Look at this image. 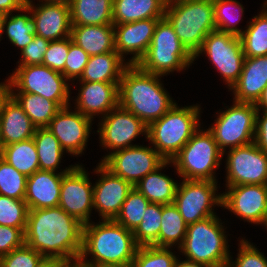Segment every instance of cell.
<instances>
[{
  "mask_svg": "<svg viewBox=\"0 0 267 267\" xmlns=\"http://www.w3.org/2000/svg\"><path fill=\"white\" fill-rule=\"evenodd\" d=\"M83 227L60 206L29 210L25 245L42 256L77 259L82 252Z\"/></svg>",
  "mask_w": 267,
  "mask_h": 267,
  "instance_id": "6da1fadb",
  "label": "cell"
},
{
  "mask_svg": "<svg viewBox=\"0 0 267 267\" xmlns=\"http://www.w3.org/2000/svg\"><path fill=\"white\" fill-rule=\"evenodd\" d=\"M160 75L130 64L118 85L119 106L140 118L147 126L160 119L176 102L165 90Z\"/></svg>",
  "mask_w": 267,
  "mask_h": 267,
  "instance_id": "7a4b0ae2",
  "label": "cell"
},
{
  "mask_svg": "<svg viewBox=\"0 0 267 267\" xmlns=\"http://www.w3.org/2000/svg\"><path fill=\"white\" fill-rule=\"evenodd\" d=\"M101 221L84 225L81 260L88 267L131 264L139 248L133 232L114 219Z\"/></svg>",
  "mask_w": 267,
  "mask_h": 267,
  "instance_id": "3957f363",
  "label": "cell"
},
{
  "mask_svg": "<svg viewBox=\"0 0 267 267\" xmlns=\"http://www.w3.org/2000/svg\"><path fill=\"white\" fill-rule=\"evenodd\" d=\"M200 107H179L177 103L148 126L147 140L166 161H171L201 127Z\"/></svg>",
  "mask_w": 267,
  "mask_h": 267,
  "instance_id": "277c9868",
  "label": "cell"
},
{
  "mask_svg": "<svg viewBox=\"0 0 267 267\" xmlns=\"http://www.w3.org/2000/svg\"><path fill=\"white\" fill-rule=\"evenodd\" d=\"M164 17L193 57L205 37L216 30L213 0H173L166 4Z\"/></svg>",
  "mask_w": 267,
  "mask_h": 267,
  "instance_id": "5b68a950",
  "label": "cell"
},
{
  "mask_svg": "<svg viewBox=\"0 0 267 267\" xmlns=\"http://www.w3.org/2000/svg\"><path fill=\"white\" fill-rule=\"evenodd\" d=\"M225 229L217 215L187 225L184 242L178 251L187 260L207 267L228 265L231 252Z\"/></svg>",
  "mask_w": 267,
  "mask_h": 267,
  "instance_id": "8992f818",
  "label": "cell"
},
{
  "mask_svg": "<svg viewBox=\"0 0 267 267\" xmlns=\"http://www.w3.org/2000/svg\"><path fill=\"white\" fill-rule=\"evenodd\" d=\"M223 152L212 133L201 127L171 160L178 177L188 180L217 181L216 169L221 165Z\"/></svg>",
  "mask_w": 267,
  "mask_h": 267,
  "instance_id": "52a82bcc",
  "label": "cell"
},
{
  "mask_svg": "<svg viewBox=\"0 0 267 267\" xmlns=\"http://www.w3.org/2000/svg\"><path fill=\"white\" fill-rule=\"evenodd\" d=\"M193 62L194 57L164 17L158 21L148 51L137 65L145 72L165 76L186 70Z\"/></svg>",
  "mask_w": 267,
  "mask_h": 267,
  "instance_id": "ba28073f",
  "label": "cell"
},
{
  "mask_svg": "<svg viewBox=\"0 0 267 267\" xmlns=\"http://www.w3.org/2000/svg\"><path fill=\"white\" fill-rule=\"evenodd\" d=\"M14 70L9 76L10 92L37 94L61 108L70 106V83L61 72L42 64L18 66Z\"/></svg>",
  "mask_w": 267,
  "mask_h": 267,
  "instance_id": "9c48e42d",
  "label": "cell"
},
{
  "mask_svg": "<svg viewBox=\"0 0 267 267\" xmlns=\"http://www.w3.org/2000/svg\"><path fill=\"white\" fill-rule=\"evenodd\" d=\"M224 111L217 113L215 122L208 128L218 148L226 149L245 146L253 143L257 109L254 103L237 102ZM228 147V148H227Z\"/></svg>",
  "mask_w": 267,
  "mask_h": 267,
  "instance_id": "30bf717a",
  "label": "cell"
},
{
  "mask_svg": "<svg viewBox=\"0 0 267 267\" xmlns=\"http://www.w3.org/2000/svg\"><path fill=\"white\" fill-rule=\"evenodd\" d=\"M202 54H206L230 90L238 81L245 60L240 37L214 30L205 37L194 60Z\"/></svg>",
  "mask_w": 267,
  "mask_h": 267,
  "instance_id": "8fae6325",
  "label": "cell"
},
{
  "mask_svg": "<svg viewBox=\"0 0 267 267\" xmlns=\"http://www.w3.org/2000/svg\"><path fill=\"white\" fill-rule=\"evenodd\" d=\"M218 182L183 179L178 184L174 205L187 225L216 216L214 207H222V193H218ZM218 193V194H217Z\"/></svg>",
  "mask_w": 267,
  "mask_h": 267,
  "instance_id": "7c38bea8",
  "label": "cell"
},
{
  "mask_svg": "<svg viewBox=\"0 0 267 267\" xmlns=\"http://www.w3.org/2000/svg\"><path fill=\"white\" fill-rule=\"evenodd\" d=\"M100 146L111 150L103 156L101 162L114 151L136 146L132 144L140 135L147 139L148 126L130 111L117 106L106 114L98 123ZM135 139V140H134Z\"/></svg>",
  "mask_w": 267,
  "mask_h": 267,
  "instance_id": "4fadbf2b",
  "label": "cell"
},
{
  "mask_svg": "<svg viewBox=\"0 0 267 267\" xmlns=\"http://www.w3.org/2000/svg\"><path fill=\"white\" fill-rule=\"evenodd\" d=\"M166 160L151 146L136 145L110 153L101 163L113 174L137 184Z\"/></svg>",
  "mask_w": 267,
  "mask_h": 267,
  "instance_id": "5bb4252c",
  "label": "cell"
},
{
  "mask_svg": "<svg viewBox=\"0 0 267 267\" xmlns=\"http://www.w3.org/2000/svg\"><path fill=\"white\" fill-rule=\"evenodd\" d=\"M226 186L267 184V153L254 143L227 151Z\"/></svg>",
  "mask_w": 267,
  "mask_h": 267,
  "instance_id": "9a60e30c",
  "label": "cell"
},
{
  "mask_svg": "<svg viewBox=\"0 0 267 267\" xmlns=\"http://www.w3.org/2000/svg\"><path fill=\"white\" fill-rule=\"evenodd\" d=\"M59 206L82 224L91 222L93 185L81 164L63 175Z\"/></svg>",
  "mask_w": 267,
  "mask_h": 267,
  "instance_id": "2e32d148",
  "label": "cell"
},
{
  "mask_svg": "<svg viewBox=\"0 0 267 267\" xmlns=\"http://www.w3.org/2000/svg\"><path fill=\"white\" fill-rule=\"evenodd\" d=\"M222 208L228 209L248 223L265 226L267 184L226 186Z\"/></svg>",
  "mask_w": 267,
  "mask_h": 267,
  "instance_id": "e0dca14e",
  "label": "cell"
},
{
  "mask_svg": "<svg viewBox=\"0 0 267 267\" xmlns=\"http://www.w3.org/2000/svg\"><path fill=\"white\" fill-rule=\"evenodd\" d=\"M70 107L61 108L46 128L66 153L80 156L84 154L93 124L90 118L77 110L71 111Z\"/></svg>",
  "mask_w": 267,
  "mask_h": 267,
  "instance_id": "ac0fdd59",
  "label": "cell"
},
{
  "mask_svg": "<svg viewBox=\"0 0 267 267\" xmlns=\"http://www.w3.org/2000/svg\"><path fill=\"white\" fill-rule=\"evenodd\" d=\"M93 171L100 176L93 184V208L102 220L115 219L134 186L113 174L101 162Z\"/></svg>",
  "mask_w": 267,
  "mask_h": 267,
  "instance_id": "d6986e66",
  "label": "cell"
},
{
  "mask_svg": "<svg viewBox=\"0 0 267 267\" xmlns=\"http://www.w3.org/2000/svg\"><path fill=\"white\" fill-rule=\"evenodd\" d=\"M162 18H150L125 24H114L115 51L127 62L136 65L145 56L152 42L158 21Z\"/></svg>",
  "mask_w": 267,
  "mask_h": 267,
  "instance_id": "ffe728a7",
  "label": "cell"
},
{
  "mask_svg": "<svg viewBox=\"0 0 267 267\" xmlns=\"http://www.w3.org/2000/svg\"><path fill=\"white\" fill-rule=\"evenodd\" d=\"M39 3L34 5L32 0H26V5L30 8L35 21L36 35L48 41L70 37L72 26L70 6L43 1Z\"/></svg>",
  "mask_w": 267,
  "mask_h": 267,
  "instance_id": "44dd1931",
  "label": "cell"
},
{
  "mask_svg": "<svg viewBox=\"0 0 267 267\" xmlns=\"http://www.w3.org/2000/svg\"><path fill=\"white\" fill-rule=\"evenodd\" d=\"M81 88L75 99V110L92 121L95 116L103 118L119 105V83L79 82Z\"/></svg>",
  "mask_w": 267,
  "mask_h": 267,
  "instance_id": "7402d4cb",
  "label": "cell"
},
{
  "mask_svg": "<svg viewBox=\"0 0 267 267\" xmlns=\"http://www.w3.org/2000/svg\"><path fill=\"white\" fill-rule=\"evenodd\" d=\"M76 165H70L61 172L38 170L28 176L24 198L28 210L59 206L63 175Z\"/></svg>",
  "mask_w": 267,
  "mask_h": 267,
  "instance_id": "603a6c76",
  "label": "cell"
},
{
  "mask_svg": "<svg viewBox=\"0 0 267 267\" xmlns=\"http://www.w3.org/2000/svg\"><path fill=\"white\" fill-rule=\"evenodd\" d=\"M267 86V56L245 57L238 81L230 89L234 101L256 103Z\"/></svg>",
  "mask_w": 267,
  "mask_h": 267,
  "instance_id": "cb8c5ba5",
  "label": "cell"
},
{
  "mask_svg": "<svg viewBox=\"0 0 267 267\" xmlns=\"http://www.w3.org/2000/svg\"><path fill=\"white\" fill-rule=\"evenodd\" d=\"M36 126L23 108L9 95L0 109V142L3 146L33 138Z\"/></svg>",
  "mask_w": 267,
  "mask_h": 267,
  "instance_id": "d4e9b609",
  "label": "cell"
},
{
  "mask_svg": "<svg viewBox=\"0 0 267 267\" xmlns=\"http://www.w3.org/2000/svg\"><path fill=\"white\" fill-rule=\"evenodd\" d=\"M70 36L89 56L115 51L114 24L72 25Z\"/></svg>",
  "mask_w": 267,
  "mask_h": 267,
  "instance_id": "484cf974",
  "label": "cell"
},
{
  "mask_svg": "<svg viewBox=\"0 0 267 267\" xmlns=\"http://www.w3.org/2000/svg\"><path fill=\"white\" fill-rule=\"evenodd\" d=\"M129 65L116 51L90 56L77 81L119 83Z\"/></svg>",
  "mask_w": 267,
  "mask_h": 267,
  "instance_id": "4316f807",
  "label": "cell"
},
{
  "mask_svg": "<svg viewBox=\"0 0 267 267\" xmlns=\"http://www.w3.org/2000/svg\"><path fill=\"white\" fill-rule=\"evenodd\" d=\"M163 0H113V24H125L150 18H164Z\"/></svg>",
  "mask_w": 267,
  "mask_h": 267,
  "instance_id": "83f0119b",
  "label": "cell"
},
{
  "mask_svg": "<svg viewBox=\"0 0 267 267\" xmlns=\"http://www.w3.org/2000/svg\"><path fill=\"white\" fill-rule=\"evenodd\" d=\"M170 164L171 161H165L155 171L148 173L134 185L151 203H160L163 205L174 203L178 182L161 173V170Z\"/></svg>",
  "mask_w": 267,
  "mask_h": 267,
  "instance_id": "f1b7e54d",
  "label": "cell"
},
{
  "mask_svg": "<svg viewBox=\"0 0 267 267\" xmlns=\"http://www.w3.org/2000/svg\"><path fill=\"white\" fill-rule=\"evenodd\" d=\"M113 0H72L71 25L113 24Z\"/></svg>",
  "mask_w": 267,
  "mask_h": 267,
  "instance_id": "f546056e",
  "label": "cell"
},
{
  "mask_svg": "<svg viewBox=\"0 0 267 267\" xmlns=\"http://www.w3.org/2000/svg\"><path fill=\"white\" fill-rule=\"evenodd\" d=\"M37 128L47 127L61 107L37 94L10 92Z\"/></svg>",
  "mask_w": 267,
  "mask_h": 267,
  "instance_id": "4dcf8cb0",
  "label": "cell"
},
{
  "mask_svg": "<svg viewBox=\"0 0 267 267\" xmlns=\"http://www.w3.org/2000/svg\"><path fill=\"white\" fill-rule=\"evenodd\" d=\"M239 36L245 57L267 56V4Z\"/></svg>",
  "mask_w": 267,
  "mask_h": 267,
  "instance_id": "1f68e13d",
  "label": "cell"
},
{
  "mask_svg": "<svg viewBox=\"0 0 267 267\" xmlns=\"http://www.w3.org/2000/svg\"><path fill=\"white\" fill-rule=\"evenodd\" d=\"M187 224L174 204H162L161 227L158 235V247L179 249L185 239Z\"/></svg>",
  "mask_w": 267,
  "mask_h": 267,
  "instance_id": "d6a6232c",
  "label": "cell"
},
{
  "mask_svg": "<svg viewBox=\"0 0 267 267\" xmlns=\"http://www.w3.org/2000/svg\"><path fill=\"white\" fill-rule=\"evenodd\" d=\"M17 12L18 14L13 15L10 13L6 15L3 32L6 33L11 44L17 48L19 47L21 51L33 40L36 35V27L34 18L31 16L30 8L26 4Z\"/></svg>",
  "mask_w": 267,
  "mask_h": 267,
  "instance_id": "836d02e7",
  "label": "cell"
},
{
  "mask_svg": "<svg viewBox=\"0 0 267 267\" xmlns=\"http://www.w3.org/2000/svg\"><path fill=\"white\" fill-rule=\"evenodd\" d=\"M1 157L27 177L40 170L33 138L3 146Z\"/></svg>",
  "mask_w": 267,
  "mask_h": 267,
  "instance_id": "e575fe53",
  "label": "cell"
},
{
  "mask_svg": "<svg viewBox=\"0 0 267 267\" xmlns=\"http://www.w3.org/2000/svg\"><path fill=\"white\" fill-rule=\"evenodd\" d=\"M33 140L38 154L39 169L57 172L65 152L57 138L44 127L36 128Z\"/></svg>",
  "mask_w": 267,
  "mask_h": 267,
  "instance_id": "d590c367",
  "label": "cell"
},
{
  "mask_svg": "<svg viewBox=\"0 0 267 267\" xmlns=\"http://www.w3.org/2000/svg\"><path fill=\"white\" fill-rule=\"evenodd\" d=\"M213 4L216 30L240 36L244 30L237 25L244 15L243 5L237 0H213Z\"/></svg>",
  "mask_w": 267,
  "mask_h": 267,
  "instance_id": "8d00e7d4",
  "label": "cell"
},
{
  "mask_svg": "<svg viewBox=\"0 0 267 267\" xmlns=\"http://www.w3.org/2000/svg\"><path fill=\"white\" fill-rule=\"evenodd\" d=\"M162 204L150 203L142 217V221L133 231L139 246L153 245L158 247V235L161 227Z\"/></svg>",
  "mask_w": 267,
  "mask_h": 267,
  "instance_id": "74e56055",
  "label": "cell"
},
{
  "mask_svg": "<svg viewBox=\"0 0 267 267\" xmlns=\"http://www.w3.org/2000/svg\"><path fill=\"white\" fill-rule=\"evenodd\" d=\"M150 203L142 193L133 187L114 220L133 232L142 221L143 214Z\"/></svg>",
  "mask_w": 267,
  "mask_h": 267,
  "instance_id": "f35d334b",
  "label": "cell"
},
{
  "mask_svg": "<svg viewBox=\"0 0 267 267\" xmlns=\"http://www.w3.org/2000/svg\"><path fill=\"white\" fill-rule=\"evenodd\" d=\"M171 248L153 245L139 246L132 267H175L177 256Z\"/></svg>",
  "mask_w": 267,
  "mask_h": 267,
  "instance_id": "ab89813d",
  "label": "cell"
},
{
  "mask_svg": "<svg viewBox=\"0 0 267 267\" xmlns=\"http://www.w3.org/2000/svg\"><path fill=\"white\" fill-rule=\"evenodd\" d=\"M27 176L20 173L0 156V195L24 199Z\"/></svg>",
  "mask_w": 267,
  "mask_h": 267,
  "instance_id": "60d3db41",
  "label": "cell"
},
{
  "mask_svg": "<svg viewBox=\"0 0 267 267\" xmlns=\"http://www.w3.org/2000/svg\"><path fill=\"white\" fill-rule=\"evenodd\" d=\"M28 211L24 199L0 195V225L26 228Z\"/></svg>",
  "mask_w": 267,
  "mask_h": 267,
  "instance_id": "b9f144b4",
  "label": "cell"
},
{
  "mask_svg": "<svg viewBox=\"0 0 267 267\" xmlns=\"http://www.w3.org/2000/svg\"><path fill=\"white\" fill-rule=\"evenodd\" d=\"M238 254L235 261L230 256L228 267H267V257L248 240L239 241Z\"/></svg>",
  "mask_w": 267,
  "mask_h": 267,
  "instance_id": "7bdbcfd3",
  "label": "cell"
},
{
  "mask_svg": "<svg viewBox=\"0 0 267 267\" xmlns=\"http://www.w3.org/2000/svg\"><path fill=\"white\" fill-rule=\"evenodd\" d=\"M89 57V54H87L81 47L77 46L70 36L65 69L61 73L69 82H74V80L81 77L83 70L88 63Z\"/></svg>",
  "mask_w": 267,
  "mask_h": 267,
  "instance_id": "ee69618b",
  "label": "cell"
},
{
  "mask_svg": "<svg viewBox=\"0 0 267 267\" xmlns=\"http://www.w3.org/2000/svg\"><path fill=\"white\" fill-rule=\"evenodd\" d=\"M43 256L27 245L0 257V267H36Z\"/></svg>",
  "mask_w": 267,
  "mask_h": 267,
  "instance_id": "f6af8a7d",
  "label": "cell"
},
{
  "mask_svg": "<svg viewBox=\"0 0 267 267\" xmlns=\"http://www.w3.org/2000/svg\"><path fill=\"white\" fill-rule=\"evenodd\" d=\"M69 50V37L50 41L47 51L44 54L42 65L52 70L62 72L65 69L66 58Z\"/></svg>",
  "mask_w": 267,
  "mask_h": 267,
  "instance_id": "bcb514c9",
  "label": "cell"
},
{
  "mask_svg": "<svg viewBox=\"0 0 267 267\" xmlns=\"http://www.w3.org/2000/svg\"><path fill=\"white\" fill-rule=\"evenodd\" d=\"M49 43L50 41L35 35L33 40L21 50V58L17 62L18 66L42 64Z\"/></svg>",
  "mask_w": 267,
  "mask_h": 267,
  "instance_id": "7dc6e473",
  "label": "cell"
},
{
  "mask_svg": "<svg viewBox=\"0 0 267 267\" xmlns=\"http://www.w3.org/2000/svg\"><path fill=\"white\" fill-rule=\"evenodd\" d=\"M25 230L0 225V257L25 244Z\"/></svg>",
  "mask_w": 267,
  "mask_h": 267,
  "instance_id": "c3c4849f",
  "label": "cell"
},
{
  "mask_svg": "<svg viewBox=\"0 0 267 267\" xmlns=\"http://www.w3.org/2000/svg\"><path fill=\"white\" fill-rule=\"evenodd\" d=\"M253 143L267 153V111H257Z\"/></svg>",
  "mask_w": 267,
  "mask_h": 267,
  "instance_id": "681fc988",
  "label": "cell"
},
{
  "mask_svg": "<svg viewBox=\"0 0 267 267\" xmlns=\"http://www.w3.org/2000/svg\"><path fill=\"white\" fill-rule=\"evenodd\" d=\"M26 0H0V11L5 14L17 12L24 7Z\"/></svg>",
  "mask_w": 267,
  "mask_h": 267,
  "instance_id": "f907efd6",
  "label": "cell"
},
{
  "mask_svg": "<svg viewBox=\"0 0 267 267\" xmlns=\"http://www.w3.org/2000/svg\"><path fill=\"white\" fill-rule=\"evenodd\" d=\"M64 260L58 257L43 256L36 267H58Z\"/></svg>",
  "mask_w": 267,
  "mask_h": 267,
  "instance_id": "816d5d0a",
  "label": "cell"
},
{
  "mask_svg": "<svg viewBox=\"0 0 267 267\" xmlns=\"http://www.w3.org/2000/svg\"><path fill=\"white\" fill-rule=\"evenodd\" d=\"M0 83V109L3 101L10 95V80L9 77Z\"/></svg>",
  "mask_w": 267,
  "mask_h": 267,
  "instance_id": "f5cc1de1",
  "label": "cell"
},
{
  "mask_svg": "<svg viewBox=\"0 0 267 267\" xmlns=\"http://www.w3.org/2000/svg\"><path fill=\"white\" fill-rule=\"evenodd\" d=\"M255 107L258 111H267V86L264 88L260 98L255 103Z\"/></svg>",
  "mask_w": 267,
  "mask_h": 267,
  "instance_id": "db71d44e",
  "label": "cell"
},
{
  "mask_svg": "<svg viewBox=\"0 0 267 267\" xmlns=\"http://www.w3.org/2000/svg\"><path fill=\"white\" fill-rule=\"evenodd\" d=\"M58 267H88L81 258L64 260Z\"/></svg>",
  "mask_w": 267,
  "mask_h": 267,
  "instance_id": "11a10c76",
  "label": "cell"
},
{
  "mask_svg": "<svg viewBox=\"0 0 267 267\" xmlns=\"http://www.w3.org/2000/svg\"><path fill=\"white\" fill-rule=\"evenodd\" d=\"M179 257H177V260H176V263H175V267H207L205 265H202L200 263H197V262H193V261H190V260H179L178 259Z\"/></svg>",
  "mask_w": 267,
  "mask_h": 267,
  "instance_id": "9f6ffc18",
  "label": "cell"
},
{
  "mask_svg": "<svg viewBox=\"0 0 267 267\" xmlns=\"http://www.w3.org/2000/svg\"><path fill=\"white\" fill-rule=\"evenodd\" d=\"M39 1H44L46 3H60V4H65V5H71L72 0H39Z\"/></svg>",
  "mask_w": 267,
  "mask_h": 267,
  "instance_id": "6f0895ef",
  "label": "cell"
},
{
  "mask_svg": "<svg viewBox=\"0 0 267 267\" xmlns=\"http://www.w3.org/2000/svg\"><path fill=\"white\" fill-rule=\"evenodd\" d=\"M6 15L7 14L0 11V41L2 38V34H3V24H4V20H5Z\"/></svg>",
  "mask_w": 267,
  "mask_h": 267,
  "instance_id": "680465c9",
  "label": "cell"
},
{
  "mask_svg": "<svg viewBox=\"0 0 267 267\" xmlns=\"http://www.w3.org/2000/svg\"><path fill=\"white\" fill-rule=\"evenodd\" d=\"M97 267H132L131 264H122V265H100V266H97Z\"/></svg>",
  "mask_w": 267,
  "mask_h": 267,
  "instance_id": "91938a15",
  "label": "cell"
},
{
  "mask_svg": "<svg viewBox=\"0 0 267 267\" xmlns=\"http://www.w3.org/2000/svg\"><path fill=\"white\" fill-rule=\"evenodd\" d=\"M265 228L267 229V213H266V216H265Z\"/></svg>",
  "mask_w": 267,
  "mask_h": 267,
  "instance_id": "94428289",
  "label": "cell"
},
{
  "mask_svg": "<svg viewBox=\"0 0 267 267\" xmlns=\"http://www.w3.org/2000/svg\"><path fill=\"white\" fill-rule=\"evenodd\" d=\"M166 4L172 2L173 0H163Z\"/></svg>",
  "mask_w": 267,
  "mask_h": 267,
  "instance_id": "6125c7cd",
  "label": "cell"
},
{
  "mask_svg": "<svg viewBox=\"0 0 267 267\" xmlns=\"http://www.w3.org/2000/svg\"><path fill=\"white\" fill-rule=\"evenodd\" d=\"M2 144H1V142H0V156H1V154H2Z\"/></svg>",
  "mask_w": 267,
  "mask_h": 267,
  "instance_id": "be15d7a7",
  "label": "cell"
},
{
  "mask_svg": "<svg viewBox=\"0 0 267 267\" xmlns=\"http://www.w3.org/2000/svg\"><path fill=\"white\" fill-rule=\"evenodd\" d=\"M216 267H228V265H223V266H216Z\"/></svg>",
  "mask_w": 267,
  "mask_h": 267,
  "instance_id": "e7e4bbea",
  "label": "cell"
}]
</instances>
